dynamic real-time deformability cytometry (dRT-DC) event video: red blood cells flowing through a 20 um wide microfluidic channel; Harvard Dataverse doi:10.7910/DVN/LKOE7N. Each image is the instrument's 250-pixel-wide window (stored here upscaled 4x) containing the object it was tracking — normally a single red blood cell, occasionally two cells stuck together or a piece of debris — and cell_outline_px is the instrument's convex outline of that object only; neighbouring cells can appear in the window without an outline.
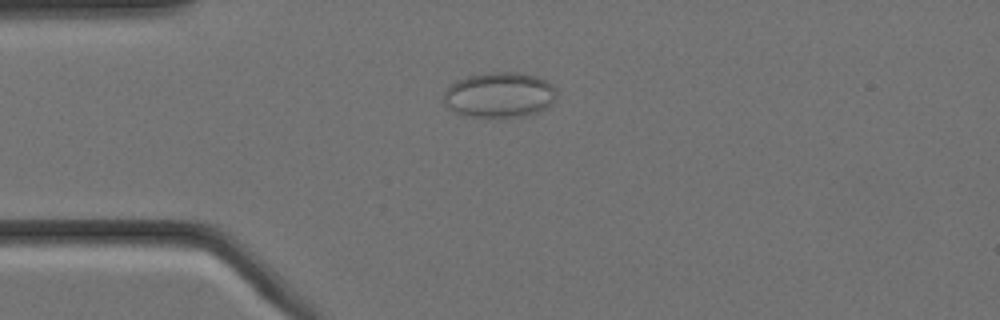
{"species": "Egyptian fruit bat (a non-hibernating species)", "species_latin": "Rousettus aegyptiacus", "temperature_condition": "cold", "stored_images_in_passage": 9, "camera_frame_rate_fps": 3000, "um_per_image_px": 0.085, "animal": {"sex": "female"}, "frame": {"image": 1, "passage_image": 4, "time_ms": 1.0, "image_size_px": [1000, 320], "cell_outline_px": [[556, 100], [548, 108], [540, 112], [524, 116], [500, 120], [488, 120], [468, 116], [456, 112], [448, 108], [444, 104], [444, 92], [456, 80], [468, 76], [488, 72], [516, 72], [536, 76], [548, 80], [556, 88]], "centroid_in_image_um": [42.49, 8.12], "position_along_channel_um": 42.5, "area_um2": 30.98}}
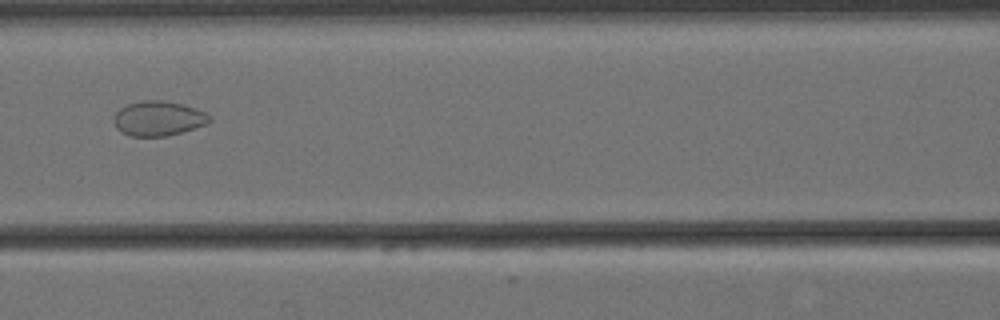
{"frame": {"image": 2, "passage_image": 7, "time_ms": 2.0, "image_size_px": [1000, 320], "cell_outline_px": [[212, 120], [208, 124], [196, 128], [168, 136], [132, 136], [120, 132], [116, 128], [112, 120], [116, 112], [120, 108], [128, 104], [140, 100], [164, 100], [184, 104], [204, 112], [212, 116]], "centroid_in_image_um": [13.47, 10.07], "position_along_channel_um": 153.1, "area_um2": 19.71}}
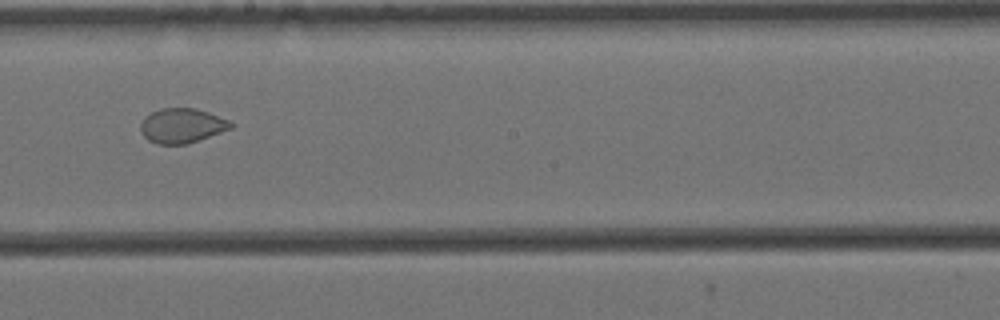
{"frame": {"image": 3, "passage_image": 9, "time_ms": 2.667, "image_size_px": [1000, 320], "cell_outline_px": [[236, 124], [232, 128], [188, 144], [156, 144], [148, 140], [140, 132], [140, 124], [144, 116], [160, 108], [196, 108], [208, 112], [228, 120]], "centroid_in_image_um": [15.45, 10.68], "position_along_channel_um": 232.8, "area_um2": 18.38}}